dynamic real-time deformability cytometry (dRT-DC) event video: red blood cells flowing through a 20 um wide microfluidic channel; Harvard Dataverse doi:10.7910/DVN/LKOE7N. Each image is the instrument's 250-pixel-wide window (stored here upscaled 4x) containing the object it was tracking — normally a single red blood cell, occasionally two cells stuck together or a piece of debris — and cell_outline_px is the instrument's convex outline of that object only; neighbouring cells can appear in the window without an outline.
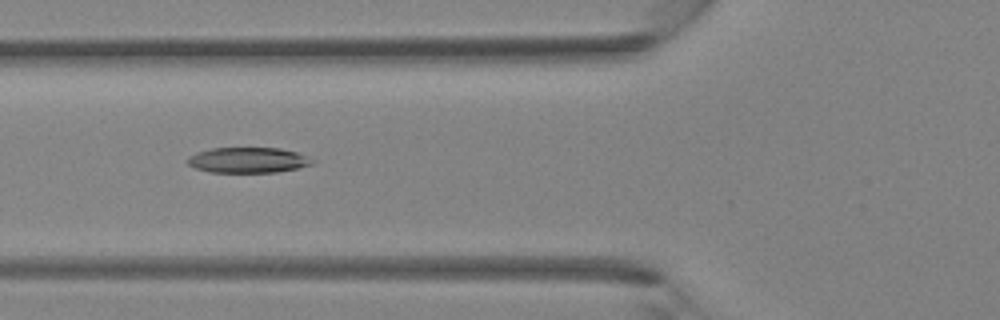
{"species": "Egyptian fruit bat (a non-hibernating species)", "species_latin": "Rousettus aegyptiacus", "temperature_condition": "room temperature", "stored_images_in_passage": 40, "camera_frame_rate_fps": 3000, "um_per_image_px": 0.085, "animal": {"sex": "female"}, "frame": {"image": 1, "passage_image": 15, "time_ms": 4.667, "image_size_px": [1000, 320], "cell_outline_px": [[316, 164], [300, 168], [276, 172], [208, 172], [196, 168], [188, 164], [188, 156], [196, 152], [212, 148], [280, 148], [296, 152], [308, 156], [316, 160]], "centroid_in_image_um": [21.14, 13.61], "position_along_channel_um": 104.7, "area_um2": 18.73}}
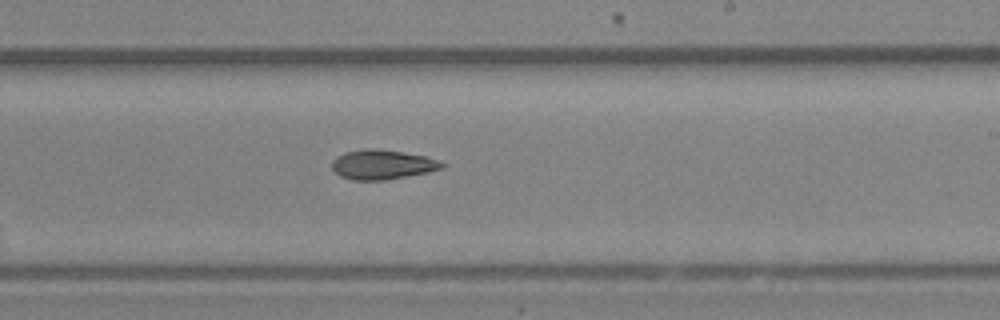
{"frame": {"image": 2, "passage_image": 24, "time_ms": 7.667, "image_size_px": [1000, 320], "cell_outline_px": [[448, 164], [444, 168], [428, 172], [408, 176], [384, 180], [352, 180], [340, 176], [332, 168], [332, 160], [336, 156], [344, 152], [364, 148], [372, 148], [404, 152], [424, 156]], "centroid_in_image_um": [32.49, 13.98], "position_along_channel_um": 256.5, "area_um2": 19.07}}
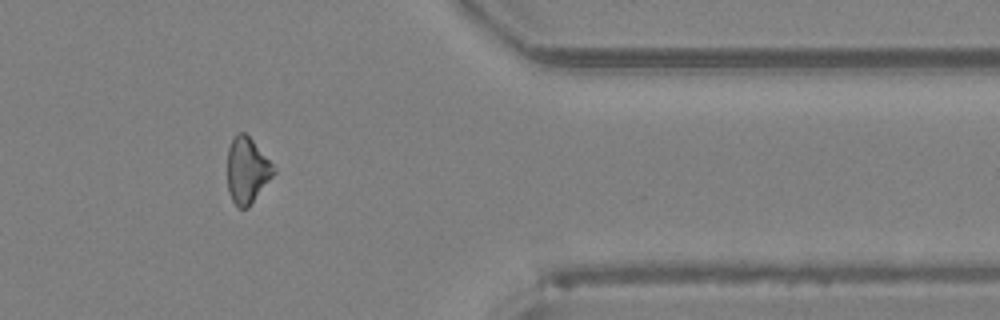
{"frame": {"image": 3, "passage_image": 33, "time_ms": 10.667, "image_size_px": [1000, 320], "cell_outline_px": [[276, 172], [248, 208], [240, 208], [232, 200], [228, 192], [228, 148], [236, 132], [244, 132], [252, 140], [276, 168]], "centroid_in_image_um": [21.0, 14.48], "position_along_channel_um": 390.4, "area_um2": 17.63}}